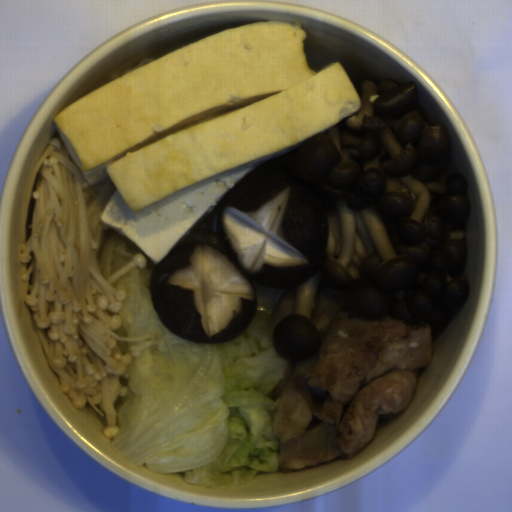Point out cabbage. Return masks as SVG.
Returning <instances> with one entry per match:
<instances>
[{
	"label": "cabbage",
	"instance_id": "4295e07d",
	"mask_svg": "<svg viewBox=\"0 0 512 512\" xmlns=\"http://www.w3.org/2000/svg\"><path fill=\"white\" fill-rule=\"evenodd\" d=\"M147 259V258H146ZM155 262L135 266L112 286L124 285L115 333L162 335L129 359L127 386L113 406L120 431L112 449L156 473H183L185 482L241 484L259 471L279 470L280 440L273 428L278 399L266 395L290 359L272 342L283 289L256 284L257 308L242 333L225 343H203L174 332L157 313L150 291Z\"/></svg>",
	"mask_w": 512,
	"mask_h": 512
},
{
	"label": "cabbage",
	"instance_id": "f4c42f77",
	"mask_svg": "<svg viewBox=\"0 0 512 512\" xmlns=\"http://www.w3.org/2000/svg\"><path fill=\"white\" fill-rule=\"evenodd\" d=\"M136 254L143 252L128 238L107 227L104 228L96 256L104 277H110Z\"/></svg>",
	"mask_w": 512,
	"mask_h": 512
}]
</instances>
